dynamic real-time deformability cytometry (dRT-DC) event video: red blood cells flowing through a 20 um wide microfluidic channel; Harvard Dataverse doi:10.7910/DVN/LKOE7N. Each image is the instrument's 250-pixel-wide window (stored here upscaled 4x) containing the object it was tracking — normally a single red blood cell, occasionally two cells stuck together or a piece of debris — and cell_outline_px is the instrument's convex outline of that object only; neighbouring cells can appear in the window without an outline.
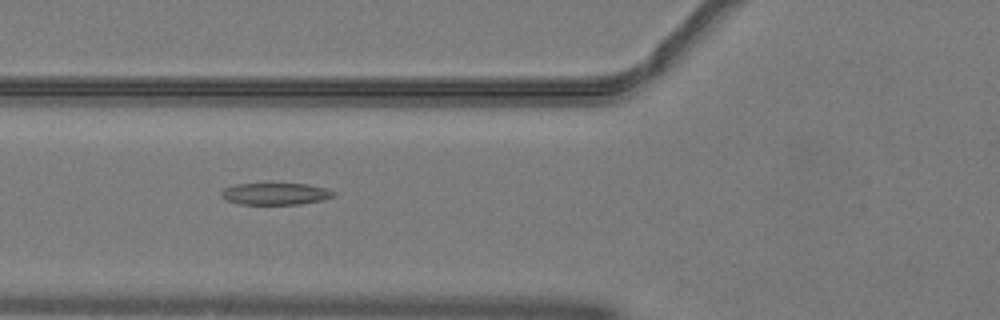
{"species": "common noctule bat (a hibernating species)", "species_latin": "Nyctalus noctula", "temperature_condition": "warm", "stored_images_in_passage": 36, "camera_frame_rate_fps": 3000, "um_per_image_px": 0.085, "animal": {"sex": "male", "body_mass_g": 19.2, "forearm_length_mm": 51.8}, "frame": {"image": 1, "passage_image": 5, "time_ms": 1.333, "image_size_px": [1000, 320], "cell_outline_px": [[336, 196], [324, 200], [300, 204], [240, 204], [228, 200], [220, 196], [220, 192], [224, 188], [236, 184], [308, 184], [328, 188], [336, 192]], "centroid_in_image_um": [23.47, 16.47], "position_along_channel_um": 102.3, "area_um2": 14.39}}
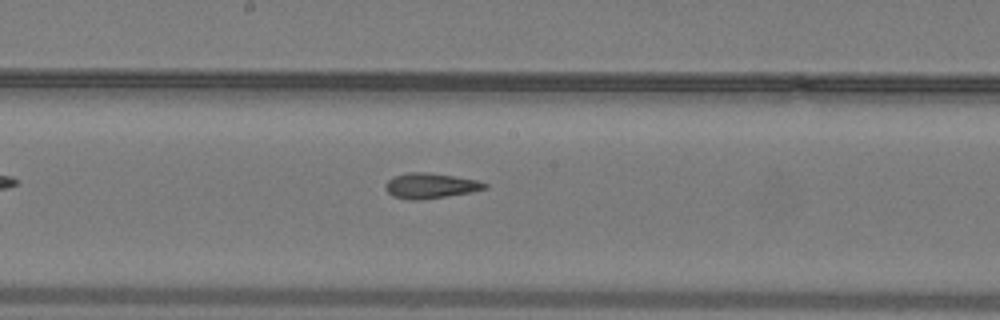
{"frame": {"image": 2, "passage_image": 13, "time_ms": 4.0, "image_size_px": [1000, 320], "cell_outline_px": [[488, 188], [472, 192], [420, 200], [408, 200], [392, 196], [384, 188], [384, 184], [392, 176], [408, 172], [428, 172], [480, 180], [488, 184]], "centroid_in_image_um": [36.58, 15.78], "position_along_channel_um": 211.6, "area_um2": 14.91}}
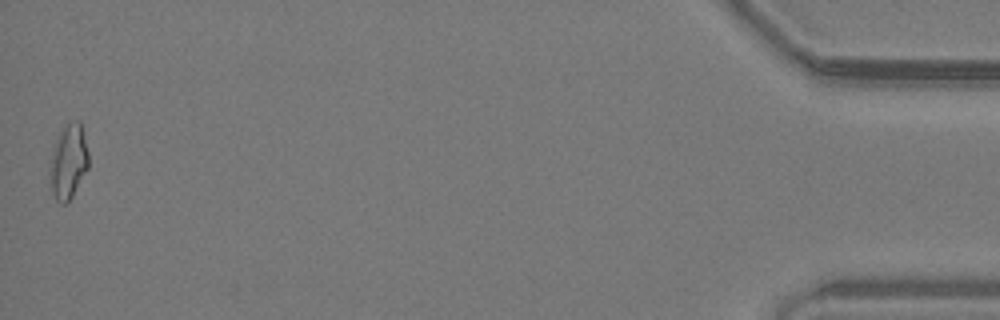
{"frame": {"image": 3, "passage_image": 36, "time_ms": 11.667, "image_size_px": [1000, 320], "cell_outline_px": [[88, 168], [72, 196], [64, 204], [60, 204], [56, 200], [52, 192], [52, 160], [56, 144], [60, 132], [64, 124], [68, 120], [80, 120], [88, 152]], "centroid_in_image_um": [5.87, 13.69], "position_along_channel_um": 429.3, "area_um2": 16.13}, "authors_computed_cell_mechanics": {"area_um2": 14.7968, "velocity_mm_per_s": 4.0664, "shape_relaxation_time_tau1_ms": null, "shape_relaxation_time_tau2_ms": 2.9587, "deformation_change_tau1": null, "deformation_change_tau2": 0.1269}}